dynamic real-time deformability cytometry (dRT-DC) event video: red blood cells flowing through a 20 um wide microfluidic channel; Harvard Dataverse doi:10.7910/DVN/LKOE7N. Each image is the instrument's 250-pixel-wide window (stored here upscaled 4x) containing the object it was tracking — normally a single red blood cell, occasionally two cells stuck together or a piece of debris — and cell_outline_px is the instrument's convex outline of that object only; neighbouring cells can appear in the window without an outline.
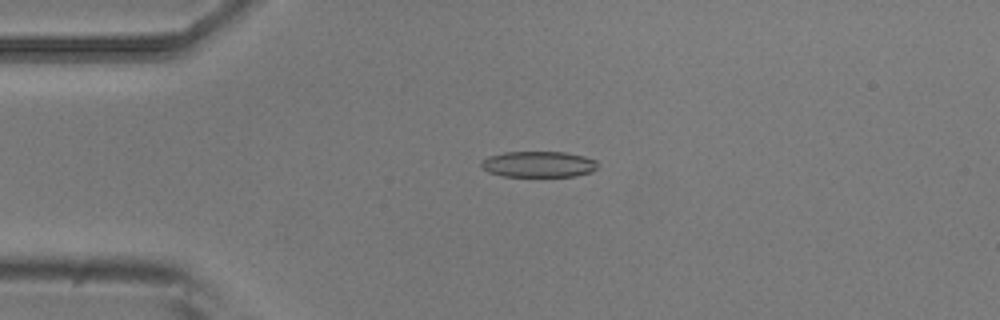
{"species": "common noctule bat (a hibernating species)", "species_latin": "Nyctalus noctula", "temperature_condition": "room temperature", "stored_images_in_passage": 54, "camera_frame_rate_fps": 3000, "um_per_image_px": 0.085, "animal": {"sex": "male", "body_mass_g": 20.5, "forearm_length_mm": 52.5}, "frame": {"image": 1, "passage_image": 13, "time_ms": 4.0, "image_size_px": [1000, 320], "cell_outline_px": [[596, 168], [592, 172], [576, 176], [500, 176], [488, 172], [480, 168], [480, 160], [488, 156], [504, 152], [564, 152], [584, 156], [596, 160]], "centroid_in_image_um": [45.71, 13.96], "position_along_channel_um": 39.3, "area_um2": 17.8}}
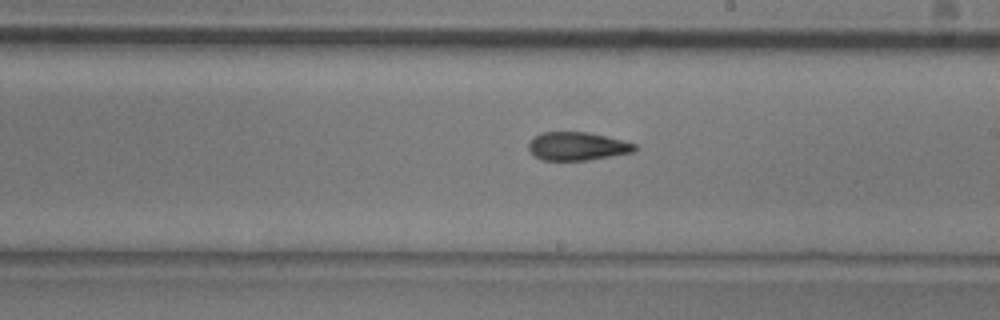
{"frame": {"image": 2, "passage_image": 31, "time_ms": 10.0, "image_size_px": [1000, 320], "cell_outline_px": [[636, 148], [632, 152], [588, 160], [540, 160], [532, 156], [528, 148], [528, 144], [536, 136], [544, 132], [588, 132], [636, 144]], "centroid_in_image_um": [49.01, 12.44], "position_along_channel_um": 240.0, "area_um2": 17.28}}
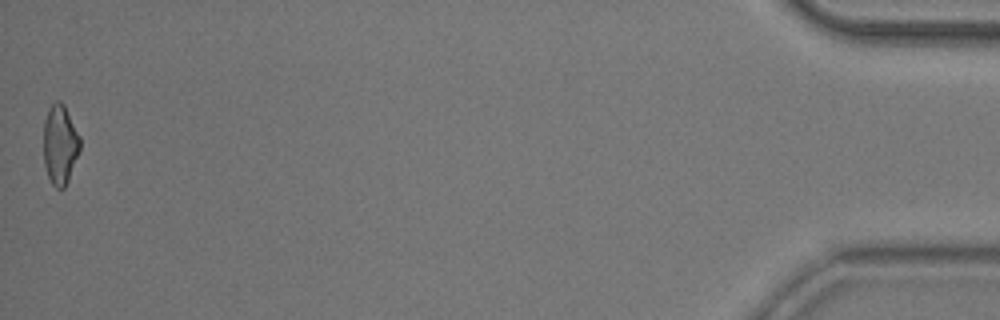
{"frame": {"image": 3, "passage_image": 54, "time_ms": 17.667, "image_size_px": [1000, 320], "cell_outline_px": [[80, 148], [68, 180], [64, 188], [56, 188], [52, 184], [48, 176], [44, 164], [44, 120], [48, 108], [56, 100], [60, 100], [64, 104], [80, 136]], "centroid_in_image_um": [5.09, 12.26], "position_along_channel_um": 430.1, "area_um2": 16.88}, "authors_computed_cell_mechanics": {"area_um2": 17.9758, "velocity_mm_per_s": 3.7683, "shape_relaxation_time_tau1_ms": 8.7218, "shape_relaxation_time_tau2_ms": 4.5233, "deformation_change_tau1": 0.1904, "deformation_change_tau2": 0.1487}}